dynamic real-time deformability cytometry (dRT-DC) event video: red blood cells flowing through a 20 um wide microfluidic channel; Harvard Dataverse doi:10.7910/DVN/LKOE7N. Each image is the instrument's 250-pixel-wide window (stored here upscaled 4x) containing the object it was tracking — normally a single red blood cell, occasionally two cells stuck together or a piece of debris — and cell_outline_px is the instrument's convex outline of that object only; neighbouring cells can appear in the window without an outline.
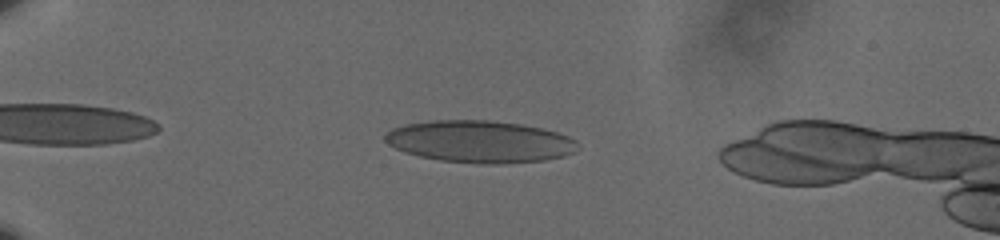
{"species": "human", "species_latin": "Homo sapiens", "temperature_condition": "cold", "stored_images_in_passage": 50, "camera_frame_rate_fps": 3000, "um_per_image_px": 0.085, "donor": {"sex": "male"}, "frame": {"image": 1, "passage_image": 8, "time_ms": 2.333, "image_size_px": [1000, 240], "cell_outline_px": [[576, 140], [572, 152], [564, 156], [544, 160], [504, 164], [480, 164], [440, 160], [420, 156], [404, 152], [388, 144], [384, 140], [384, 136], [392, 128], [408, 124], [432, 120], [488, 120], [520, 124], [540, 128], [556, 132], [568, 136]], "centroid_in_image_um": [40.75, 12.04], "position_along_channel_um": 44.3, "area_um2": 46.93}}
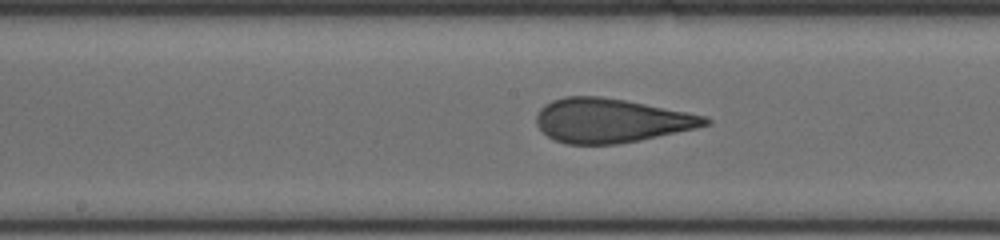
{"frame": {"image": 2, "passage_image": 25, "time_ms": 8.0, "image_size_px": [1000, 240], "cell_outline_px": [[712, 124], [696, 128], [640, 140], [616, 144], [568, 144], [556, 140], [548, 136], [536, 124], [536, 116], [540, 108], [544, 104], [552, 100], [564, 96], [600, 96], [624, 100], [704, 116], [712, 120]], "centroid_in_image_um": [51.9, 10.24], "position_along_channel_um": 196.3, "area_um2": 43.0}}
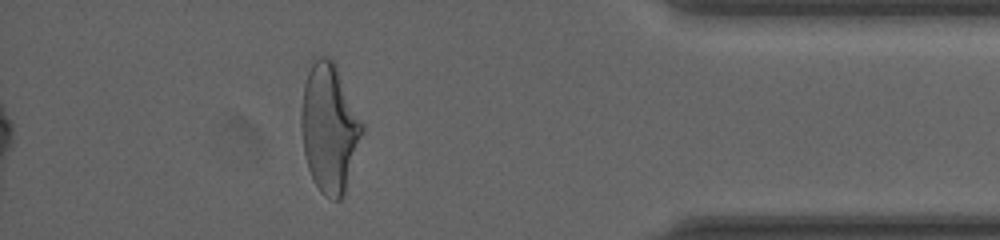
{"frame": {"image": 3, "passage_image": 45, "time_ms": 14.667, "image_size_px": [1000, 240], "cell_outline_px": [[364, 128], [344, 192], [340, 200], [332, 200], [324, 196], [320, 192], [308, 168], [304, 152], [300, 124], [300, 112], [304, 84], [308, 72], [316, 56], [328, 56], [332, 60], [364, 124]], "centroid_in_image_um": [27.97, 10.89], "position_along_channel_um": 407.2, "area_um2": 45.03}, "authors_computed_cell_mechanics": {"area_um2": 44.6794, "velocity_mm_per_s": 3.5984, "shape_relaxation_time_tau1_ms": 8.0337, "shape_relaxation_time_tau2_ms": 0.846, "deformation_change_tau1": 0.2159, "deformation_change_tau2": 0.1034}}